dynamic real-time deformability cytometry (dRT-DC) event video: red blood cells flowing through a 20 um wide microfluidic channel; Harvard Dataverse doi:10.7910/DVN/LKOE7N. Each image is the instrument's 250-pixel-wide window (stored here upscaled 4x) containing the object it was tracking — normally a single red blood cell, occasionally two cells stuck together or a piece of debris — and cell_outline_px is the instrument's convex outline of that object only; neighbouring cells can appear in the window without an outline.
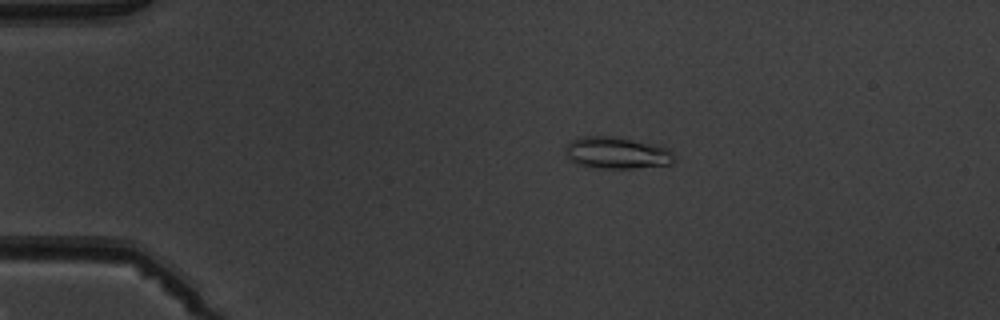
{"species": "common noctule bat (a hibernating species)", "species_latin": "Nyctalus noctula", "temperature_condition": "warm", "stored_images_in_passage": 6, "camera_frame_rate_fps": 3000, "um_per_image_px": 0.085, "animal": {"sex": "male", "body_mass_g": 19.5, "forearm_length_mm": 54.6}, "frame": {"image": 1, "passage_image": 4, "time_ms": 3.333, "image_size_px": [1000, 320], "cell_outline_px": [[676, 156], [672, 164], [632, 168], [596, 168], [576, 164], [568, 160], [564, 152], [564, 148], [572, 140], [584, 136], [608, 136], [660, 144], [668, 148]], "centroid_in_image_um": [52.43, 13.0], "position_along_channel_um": 32.6, "area_um2": 20.46}}
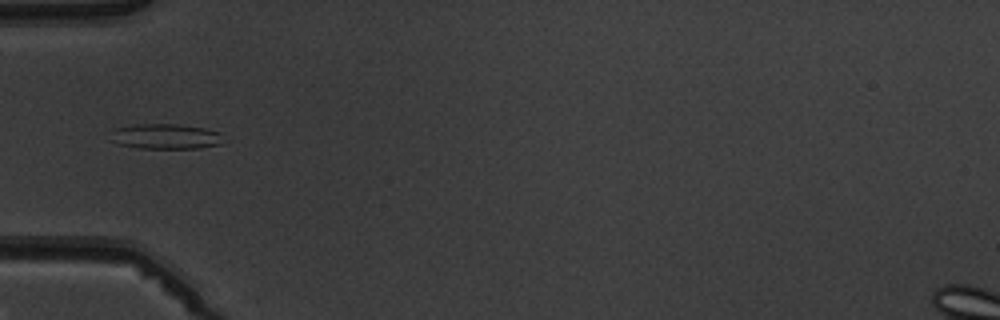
{"frame": {"image": 2, "passage_image": 6, "time_ms": 5.667, "image_size_px": [1000, 320], "cell_outline_px": [[228, 140], [220, 144], [196, 148], [140, 148], [120, 144], [112, 140], [116, 128], [136, 124], [180, 124], [204, 128], [220, 132]], "centroid_in_image_um": [14.2, 11.59], "position_along_channel_um": 70.8, "area_um2": 16.47}}